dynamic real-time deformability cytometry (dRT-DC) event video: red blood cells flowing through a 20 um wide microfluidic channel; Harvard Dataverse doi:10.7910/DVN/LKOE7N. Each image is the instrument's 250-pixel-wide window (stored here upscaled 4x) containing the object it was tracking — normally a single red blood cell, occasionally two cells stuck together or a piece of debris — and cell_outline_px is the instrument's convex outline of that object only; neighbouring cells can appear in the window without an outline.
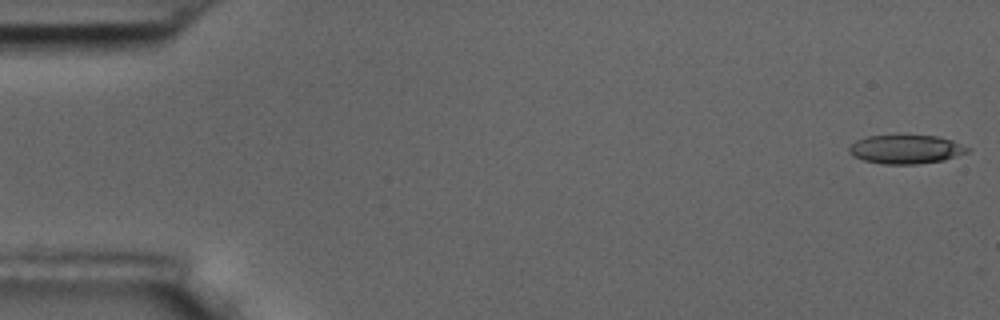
{"species": "common noctule bat (a hibernating species)", "species_latin": "Nyctalus noctula", "temperature_condition": "room temperature", "stored_images_in_passage": 14, "camera_frame_rate_fps": 3000, "um_per_image_px": 0.085, "animal": {"sex": "male", "body_mass_g": 17.5, "forearm_length_mm": 52.3}, "frame": {"image": 1, "passage_image": 1, "time_ms": 0.0, "image_size_px": [1000, 320], "cell_outline_px": [[972, 148], [968, 152], [944, 160], [916, 164], [884, 164], [864, 160], [852, 156], [848, 152], [848, 148], [856, 140], [868, 136], [896, 132], [900, 132], [936, 136], [952, 140]], "centroid_in_image_um": [76.99, 12.63], "position_along_channel_um": 8.0, "area_um2": 20.81}}
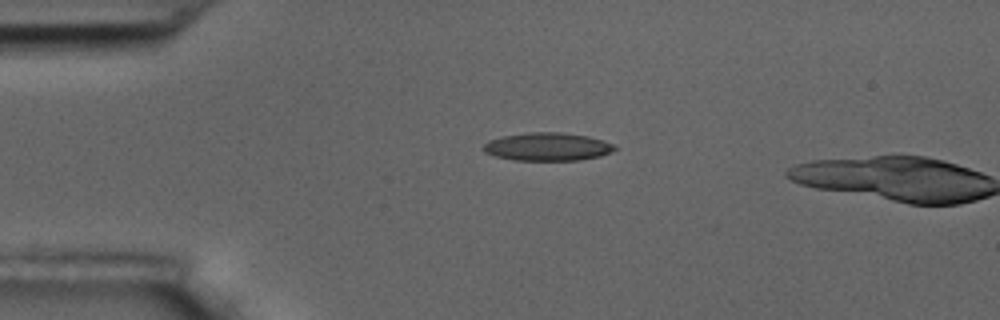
{"frame": {"image": 2, "passage_image": 13, "time_ms": 4.0, "image_size_px": [1000, 320], "cell_outline_px": [[616, 148], [612, 152], [600, 156], [580, 160], [516, 160], [496, 156], [484, 152], [480, 148], [488, 140], [504, 136], [528, 132], [564, 132], [588, 136], [612, 144]], "centroid_in_image_um": [46.51, 12.47], "position_along_channel_um": 38.5, "area_um2": 21.44}}